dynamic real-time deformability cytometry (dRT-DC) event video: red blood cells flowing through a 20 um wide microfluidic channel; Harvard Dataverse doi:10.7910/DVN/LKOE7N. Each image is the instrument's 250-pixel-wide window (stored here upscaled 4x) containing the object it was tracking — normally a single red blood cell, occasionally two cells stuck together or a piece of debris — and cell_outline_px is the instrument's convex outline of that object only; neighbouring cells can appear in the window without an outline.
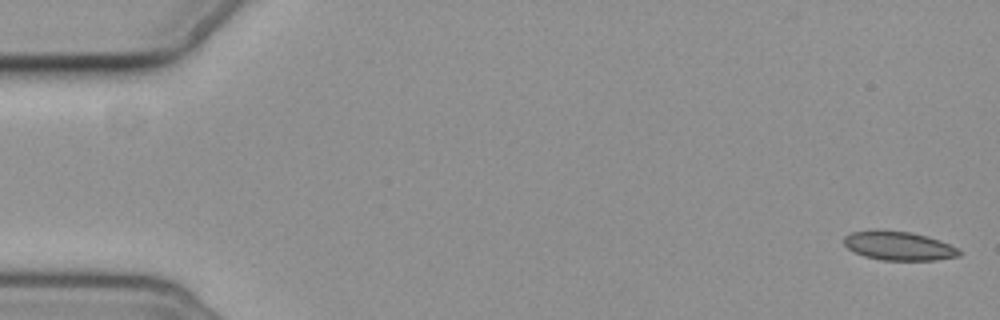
{"species": "common noctule bat (a hibernating species)", "species_latin": "Nyctalus noctula", "temperature_condition": "cold", "stored_images_in_passage": 10, "camera_frame_rate_fps": 3000, "um_per_image_px": 0.085, "animal": {"sex": "female", "body_mass_g": 19.3, "forearm_length_mm": 54.1}, "frame": {"image": 1, "passage_image": 1, "time_ms": 0.0, "image_size_px": [1000, 320], "cell_outline_px": [[960, 256], [936, 260], [880, 260], [864, 256], [848, 248], [844, 244], [844, 236], [852, 232], [912, 232], [928, 236], [940, 240], [956, 248], [960, 252]], "centroid_in_image_um": [76.43, 20.93], "position_along_channel_um": 8.6, "area_um2": 18.79}}
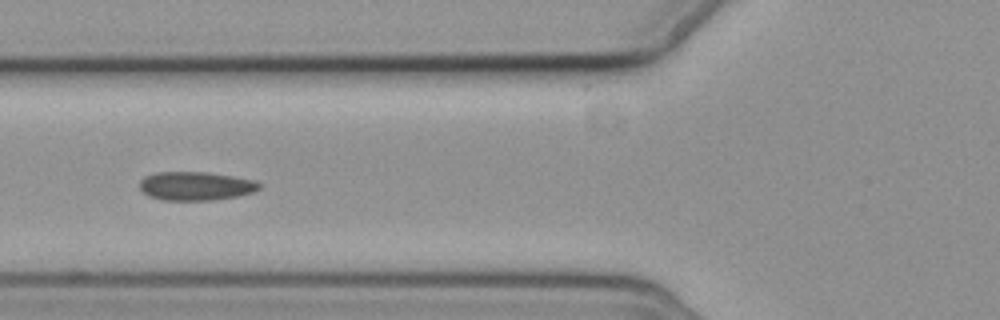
{"frame": {"image": 2, "passage_image": 7, "time_ms": 7.0, "image_size_px": [1000, 320], "cell_outline_px": [[260, 188], [252, 192], [236, 196], [212, 200], [160, 200], [148, 196], [140, 188], [140, 180], [144, 176], [156, 172], [208, 172], [256, 180], [260, 184]], "centroid_in_image_um": [16.61, 15.8], "position_along_channel_um": 109.2, "area_um2": 20.0}}
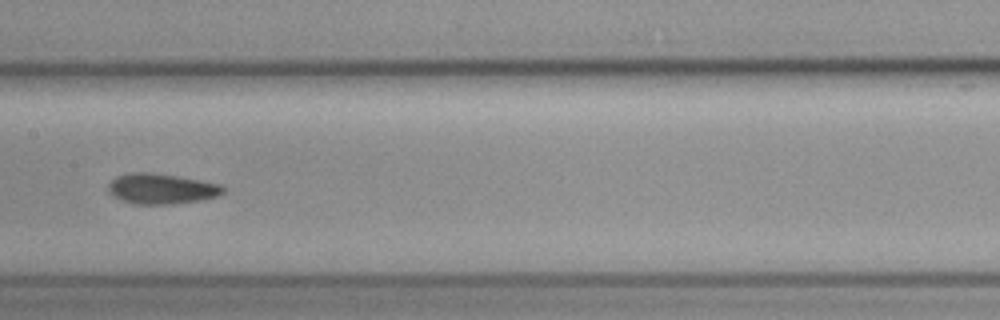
{"frame": {"image": 3, "passage_image": 9, "time_ms": 9.333, "image_size_px": [1000, 320], "cell_outline_px": [[224, 192], [220, 196], [200, 200], [172, 204], [136, 204], [120, 200], [112, 196], [108, 192], [108, 184], [116, 176], [132, 172], [152, 172], [200, 180], [220, 184], [224, 188]], "centroid_in_image_um": [13.7, 16.04], "position_along_channel_um": 193.7, "area_um2": 20.46}}